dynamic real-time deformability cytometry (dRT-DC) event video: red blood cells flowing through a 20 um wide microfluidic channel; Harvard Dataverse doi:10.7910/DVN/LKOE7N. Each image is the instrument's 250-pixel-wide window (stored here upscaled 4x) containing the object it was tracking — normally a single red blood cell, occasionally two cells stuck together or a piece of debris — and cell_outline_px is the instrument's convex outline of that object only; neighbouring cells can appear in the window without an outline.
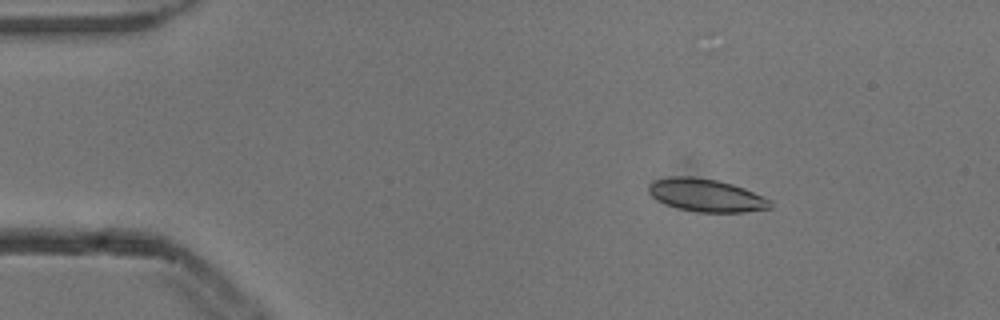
{"species": "common noctule bat (a hibernating species)", "species_latin": "Nyctalus noctula", "temperature_condition": "cold", "stored_images_in_passage": 4, "camera_frame_rate_fps": 3000, "um_per_image_px": 0.085, "animal": {"sex": "male", "body_mass_g": 13.3}, "frame": {"image": 1, "passage_image": 2, "time_ms": 0.333, "image_size_px": [1000, 320], "cell_outline_px": [[772, 208], [744, 212], [696, 212], [676, 208], [664, 204], [656, 200], [648, 192], [648, 184], [656, 180], [672, 176], [692, 176], [716, 180], [732, 184], [744, 188], [772, 200]], "centroid_in_image_um": [60.01, 16.61], "position_along_channel_um": 25.0, "area_um2": 23.41}}